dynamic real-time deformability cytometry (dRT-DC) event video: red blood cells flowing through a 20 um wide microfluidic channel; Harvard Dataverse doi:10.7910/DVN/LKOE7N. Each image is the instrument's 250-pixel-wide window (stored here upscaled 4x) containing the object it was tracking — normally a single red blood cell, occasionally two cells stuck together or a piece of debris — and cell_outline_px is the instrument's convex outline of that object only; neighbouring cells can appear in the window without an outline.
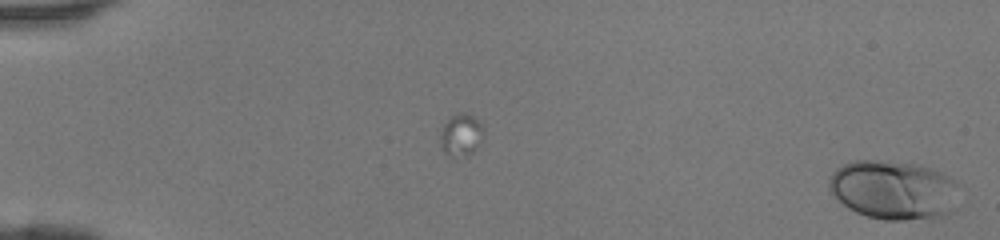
{"species": "human", "species_latin": "Homo sapiens", "temperature_condition": "room temperature", "stored_images_in_passage": 16, "camera_frame_rate_fps": 3000, "um_per_image_px": 0.085, "donor": {"sex": "female"}, "frame": {"image": 1, "passage_image": 16, "time_ms": 5.0, "image_size_px": [1000, 240], "cell_outline_px": [[956, 184], [948, 212], [940, 216], [904, 220], [884, 220], [868, 216], [856, 212], [848, 208], [828, 188], [828, 180], [832, 172], [836, 168], [844, 164], [856, 160], [876, 160], [920, 164], [944, 172], [956, 180]], "centroid_in_image_um": [75.88, 16.1], "position_along_channel_um": 9.1, "area_um2": 44.16}}